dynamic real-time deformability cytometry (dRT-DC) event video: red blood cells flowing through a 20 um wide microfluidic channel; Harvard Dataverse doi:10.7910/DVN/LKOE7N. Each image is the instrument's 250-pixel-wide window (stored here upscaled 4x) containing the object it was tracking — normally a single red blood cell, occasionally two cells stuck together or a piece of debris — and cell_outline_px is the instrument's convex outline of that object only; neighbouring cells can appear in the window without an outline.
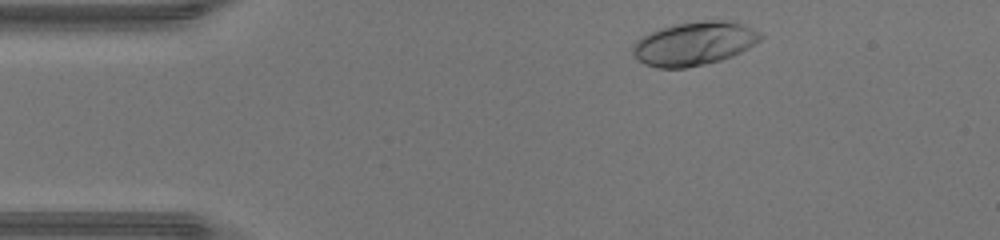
{"species": "human", "species_latin": "Homo sapiens", "temperature_condition": "warm", "stored_images_in_passage": 41, "camera_frame_rate_fps": 3000, "um_per_image_px": 0.085, "donor": {"sex": "male"}, "frame": {"image": 1, "passage_image": 2, "time_ms": 0.333, "image_size_px": [1000, 240], "cell_outline_px": [[764, 36], [760, 40], [748, 48], [732, 56], [720, 60], [704, 64], [684, 68], [656, 68], [644, 64], [632, 52], [632, 48], [636, 40], [640, 36], [660, 28], [676, 24], [704, 20], [720, 20], [740, 24], [760, 32]], "centroid_in_image_um": [58.97, 3.71], "position_along_channel_um": 26.0, "area_um2": 32.19}}
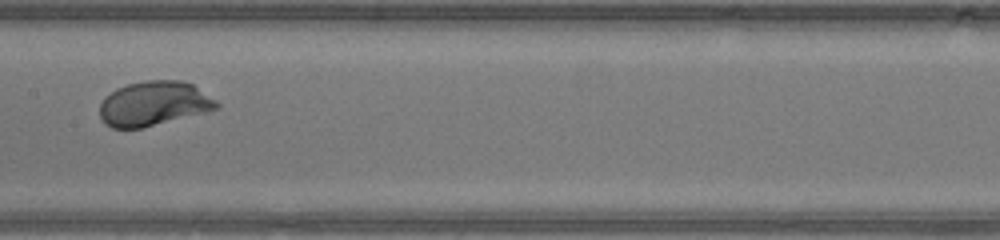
{"frame": {"image": 2, "passage_image": 18, "time_ms": 5.667, "image_size_px": [1000, 240], "cell_outline_px": [[220, 108], [208, 112], [140, 128], [112, 128], [104, 124], [100, 116], [100, 104], [104, 96], [116, 88], [128, 84], [148, 80], [180, 80], [192, 84], [216, 100], [220, 104]], "centroid_in_image_um": [13.07, 8.81], "position_along_channel_um": 194.3, "area_um2": 30.46}}
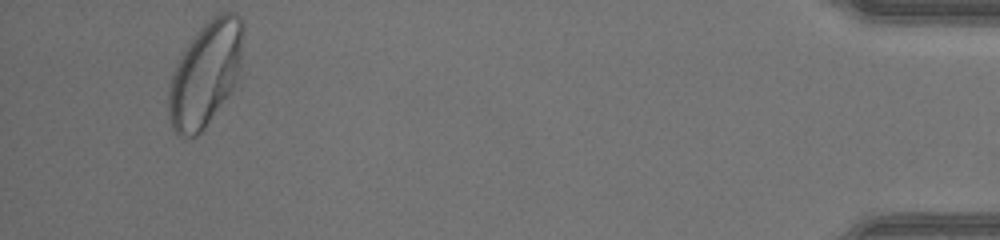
{"frame": {"image": 3, "passage_image": 39, "time_ms": 12.667, "image_size_px": [1000, 240], "cell_outline_px": [[244, 32], [240, 64], [232, 88], [204, 128], [196, 136], [180, 136], [172, 128], [168, 116], [168, 84], [176, 64], [180, 56], [188, 44], [200, 28], [212, 16], [220, 12], [236, 12], [240, 16], [244, 24]], "centroid_in_image_um": [17.45, 6.23], "position_along_channel_um": 417.8, "area_um2": 45.03}, "authors_computed_cell_mechanics": {"area_um2": 30.634, "velocity_mm_per_s": 4.3682, "shape_relaxation_time_tau1_ms": 1.7178, "shape_relaxation_time_tau2_ms": null, "deformation_change_tau1": 0.1543, "deformation_change_tau2": null}}